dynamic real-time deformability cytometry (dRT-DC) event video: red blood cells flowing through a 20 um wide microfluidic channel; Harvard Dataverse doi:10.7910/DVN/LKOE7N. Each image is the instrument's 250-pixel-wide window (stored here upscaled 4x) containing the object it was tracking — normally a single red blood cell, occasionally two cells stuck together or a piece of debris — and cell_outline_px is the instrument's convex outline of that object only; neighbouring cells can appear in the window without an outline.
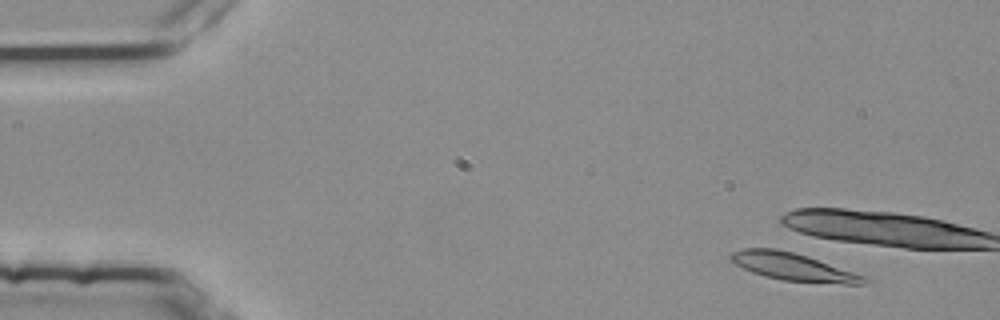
{"species": "common noctule bat (a hibernating species)", "species_latin": "Nyctalus noctula", "temperature_condition": "room temperature", "stored_images_in_passage": 5, "camera_frame_rate_fps": 3000, "um_per_image_px": 0.085, "animal": {"sex": "female", "body_mass_g": 25.1}, "frame": {"image": 1, "passage_image": 1, "time_ms": 0.0, "image_size_px": [1000, 320], "cell_outline_px": [[872, 280], [864, 284], [844, 284], [784, 280], [764, 276], [752, 272], [736, 264], [728, 256], [732, 252], [744, 248], [776, 248], [796, 252], [872, 276]], "centroid_in_image_um": [67.59, 22.68], "position_along_channel_um": 17.4, "area_um2": 22.08}}